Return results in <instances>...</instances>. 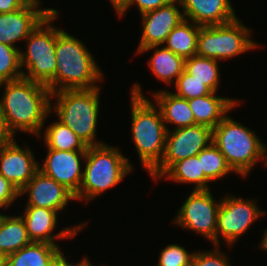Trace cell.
I'll return each instance as SVG.
<instances>
[{
  "mask_svg": "<svg viewBox=\"0 0 267 266\" xmlns=\"http://www.w3.org/2000/svg\"><path fill=\"white\" fill-rule=\"evenodd\" d=\"M1 87L0 105L8 131L13 137L21 131L39 138L51 114L49 88L25 77L1 83Z\"/></svg>",
  "mask_w": 267,
  "mask_h": 266,
  "instance_id": "1",
  "label": "cell"
},
{
  "mask_svg": "<svg viewBox=\"0 0 267 266\" xmlns=\"http://www.w3.org/2000/svg\"><path fill=\"white\" fill-rule=\"evenodd\" d=\"M131 133L141 165L149 174L161 163L168 127L160 108L146 98L139 83L131 88Z\"/></svg>",
  "mask_w": 267,
  "mask_h": 266,
  "instance_id": "2",
  "label": "cell"
},
{
  "mask_svg": "<svg viewBox=\"0 0 267 266\" xmlns=\"http://www.w3.org/2000/svg\"><path fill=\"white\" fill-rule=\"evenodd\" d=\"M54 92L92 89L104 75L88 47L74 35L56 27ZM97 83V84H96Z\"/></svg>",
  "mask_w": 267,
  "mask_h": 266,
  "instance_id": "3",
  "label": "cell"
},
{
  "mask_svg": "<svg viewBox=\"0 0 267 266\" xmlns=\"http://www.w3.org/2000/svg\"><path fill=\"white\" fill-rule=\"evenodd\" d=\"M212 142L224 155L232 171L247 177L255 164L264 160L267 165V147L249 127L236 122L227 114L212 130Z\"/></svg>",
  "mask_w": 267,
  "mask_h": 266,
  "instance_id": "4",
  "label": "cell"
},
{
  "mask_svg": "<svg viewBox=\"0 0 267 266\" xmlns=\"http://www.w3.org/2000/svg\"><path fill=\"white\" fill-rule=\"evenodd\" d=\"M118 147L102 144L88 146L84 161L83 179L75 200L86 204L106 190L116 187L134 166Z\"/></svg>",
  "mask_w": 267,
  "mask_h": 266,
  "instance_id": "5",
  "label": "cell"
},
{
  "mask_svg": "<svg viewBox=\"0 0 267 266\" xmlns=\"http://www.w3.org/2000/svg\"><path fill=\"white\" fill-rule=\"evenodd\" d=\"M53 98L56 103L52 106ZM50 113L68 126L87 146L105 144L96 138L100 107V87L61 90L51 93Z\"/></svg>",
  "mask_w": 267,
  "mask_h": 266,
  "instance_id": "6",
  "label": "cell"
},
{
  "mask_svg": "<svg viewBox=\"0 0 267 266\" xmlns=\"http://www.w3.org/2000/svg\"><path fill=\"white\" fill-rule=\"evenodd\" d=\"M59 10L51 11L25 39L26 51L20 50L23 77L33 82L46 85L54 93L56 73V26Z\"/></svg>",
  "mask_w": 267,
  "mask_h": 266,
  "instance_id": "7",
  "label": "cell"
},
{
  "mask_svg": "<svg viewBox=\"0 0 267 266\" xmlns=\"http://www.w3.org/2000/svg\"><path fill=\"white\" fill-rule=\"evenodd\" d=\"M251 31L238 17L225 24L200 26L196 54L217 61L239 57L261 47L251 39Z\"/></svg>",
  "mask_w": 267,
  "mask_h": 266,
  "instance_id": "8",
  "label": "cell"
},
{
  "mask_svg": "<svg viewBox=\"0 0 267 266\" xmlns=\"http://www.w3.org/2000/svg\"><path fill=\"white\" fill-rule=\"evenodd\" d=\"M256 202V199H244L230 193L222 198L217 215L216 245L221 246L220 241H225L228 248H233L241 235L267 214Z\"/></svg>",
  "mask_w": 267,
  "mask_h": 266,
  "instance_id": "9",
  "label": "cell"
},
{
  "mask_svg": "<svg viewBox=\"0 0 267 266\" xmlns=\"http://www.w3.org/2000/svg\"><path fill=\"white\" fill-rule=\"evenodd\" d=\"M209 190H192L172 220L176 224L216 245V229L218 209L222 198L216 200Z\"/></svg>",
  "mask_w": 267,
  "mask_h": 266,
  "instance_id": "10",
  "label": "cell"
},
{
  "mask_svg": "<svg viewBox=\"0 0 267 266\" xmlns=\"http://www.w3.org/2000/svg\"><path fill=\"white\" fill-rule=\"evenodd\" d=\"M212 143V129L204 125H193L185 128L168 129L165 153L161 163L149 174L154 182L177 161L196 156Z\"/></svg>",
  "mask_w": 267,
  "mask_h": 266,
  "instance_id": "11",
  "label": "cell"
},
{
  "mask_svg": "<svg viewBox=\"0 0 267 266\" xmlns=\"http://www.w3.org/2000/svg\"><path fill=\"white\" fill-rule=\"evenodd\" d=\"M87 150H55L47 149V155L39 170L57 183L63 185L74 196L78 193L83 179L84 167L81 161H85Z\"/></svg>",
  "mask_w": 267,
  "mask_h": 266,
  "instance_id": "12",
  "label": "cell"
},
{
  "mask_svg": "<svg viewBox=\"0 0 267 266\" xmlns=\"http://www.w3.org/2000/svg\"><path fill=\"white\" fill-rule=\"evenodd\" d=\"M40 0H30L24 7L0 13V42L15 48L19 40H25L35 27L55 8H39Z\"/></svg>",
  "mask_w": 267,
  "mask_h": 266,
  "instance_id": "13",
  "label": "cell"
},
{
  "mask_svg": "<svg viewBox=\"0 0 267 266\" xmlns=\"http://www.w3.org/2000/svg\"><path fill=\"white\" fill-rule=\"evenodd\" d=\"M179 0H175L156 10L141 14L142 35L137 53L151 46H162L171 31L185 20Z\"/></svg>",
  "mask_w": 267,
  "mask_h": 266,
  "instance_id": "14",
  "label": "cell"
},
{
  "mask_svg": "<svg viewBox=\"0 0 267 266\" xmlns=\"http://www.w3.org/2000/svg\"><path fill=\"white\" fill-rule=\"evenodd\" d=\"M58 212L43 207L25 206L22 212V219L25 223L28 236L32 242H44L56 244L55 240L72 239L78 235L87 223L63 227L61 231L54 234L57 226Z\"/></svg>",
  "mask_w": 267,
  "mask_h": 266,
  "instance_id": "15",
  "label": "cell"
},
{
  "mask_svg": "<svg viewBox=\"0 0 267 266\" xmlns=\"http://www.w3.org/2000/svg\"><path fill=\"white\" fill-rule=\"evenodd\" d=\"M30 145L20 147L13 138L0 145V174L20 191L39 170Z\"/></svg>",
  "mask_w": 267,
  "mask_h": 266,
  "instance_id": "16",
  "label": "cell"
},
{
  "mask_svg": "<svg viewBox=\"0 0 267 266\" xmlns=\"http://www.w3.org/2000/svg\"><path fill=\"white\" fill-rule=\"evenodd\" d=\"M20 196L28 195L26 206H36L55 210H66L74 195L63 185L38 170L30 181L19 191Z\"/></svg>",
  "mask_w": 267,
  "mask_h": 266,
  "instance_id": "17",
  "label": "cell"
},
{
  "mask_svg": "<svg viewBox=\"0 0 267 266\" xmlns=\"http://www.w3.org/2000/svg\"><path fill=\"white\" fill-rule=\"evenodd\" d=\"M186 20L200 26L225 24L237 18L230 0H179Z\"/></svg>",
  "mask_w": 267,
  "mask_h": 266,
  "instance_id": "18",
  "label": "cell"
},
{
  "mask_svg": "<svg viewBox=\"0 0 267 266\" xmlns=\"http://www.w3.org/2000/svg\"><path fill=\"white\" fill-rule=\"evenodd\" d=\"M215 94L218 93L212 92L206 96L188 100L195 117V125H204L213 130L229 112L240 106L239 100Z\"/></svg>",
  "mask_w": 267,
  "mask_h": 266,
  "instance_id": "19",
  "label": "cell"
},
{
  "mask_svg": "<svg viewBox=\"0 0 267 266\" xmlns=\"http://www.w3.org/2000/svg\"><path fill=\"white\" fill-rule=\"evenodd\" d=\"M58 244L31 242L7 256L6 266H61L66 258Z\"/></svg>",
  "mask_w": 267,
  "mask_h": 266,
  "instance_id": "20",
  "label": "cell"
},
{
  "mask_svg": "<svg viewBox=\"0 0 267 266\" xmlns=\"http://www.w3.org/2000/svg\"><path fill=\"white\" fill-rule=\"evenodd\" d=\"M153 100L160 108L165 126L170 123L174 129L195 125L194 114L189 107L188 100L175 95L172 90L161 89L152 93Z\"/></svg>",
  "mask_w": 267,
  "mask_h": 266,
  "instance_id": "21",
  "label": "cell"
},
{
  "mask_svg": "<svg viewBox=\"0 0 267 266\" xmlns=\"http://www.w3.org/2000/svg\"><path fill=\"white\" fill-rule=\"evenodd\" d=\"M154 53L148 60V66L151 69L152 74L160 82L166 83V85H174L177 78L182 74L185 68V59L173 53L171 50L164 46H151L142 49L138 54L148 53L152 51Z\"/></svg>",
  "mask_w": 267,
  "mask_h": 266,
  "instance_id": "22",
  "label": "cell"
},
{
  "mask_svg": "<svg viewBox=\"0 0 267 266\" xmlns=\"http://www.w3.org/2000/svg\"><path fill=\"white\" fill-rule=\"evenodd\" d=\"M182 184H193V190H209L211 181L205 176L198 156L175 162L161 177ZM209 184V185H208Z\"/></svg>",
  "mask_w": 267,
  "mask_h": 266,
  "instance_id": "23",
  "label": "cell"
},
{
  "mask_svg": "<svg viewBox=\"0 0 267 266\" xmlns=\"http://www.w3.org/2000/svg\"><path fill=\"white\" fill-rule=\"evenodd\" d=\"M200 25L183 20L166 38L162 46L178 56L188 59L196 55Z\"/></svg>",
  "mask_w": 267,
  "mask_h": 266,
  "instance_id": "24",
  "label": "cell"
},
{
  "mask_svg": "<svg viewBox=\"0 0 267 266\" xmlns=\"http://www.w3.org/2000/svg\"><path fill=\"white\" fill-rule=\"evenodd\" d=\"M31 242L22 217L5 215L0 224V252L8 256Z\"/></svg>",
  "mask_w": 267,
  "mask_h": 266,
  "instance_id": "25",
  "label": "cell"
},
{
  "mask_svg": "<svg viewBox=\"0 0 267 266\" xmlns=\"http://www.w3.org/2000/svg\"><path fill=\"white\" fill-rule=\"evenodd\" d=\"M43 135L46 149L55 150H87L88 146L68 126L56 120L45 128Z\"/></svg>",
  "mask_w": 267,
  "mask_h": 266,
  "instance_id": "26",
  "label": "cell"
},
{
  "mask_svg": "<svg viewBox=\"0 0 267 266\" xmlns=\"http://www.w3.org/2000/svg\"><path fill=\"white\" fill-rule=\"evenodd\" d=\"M218 63L220 61L196 54L191 58L185 59L184 70L198 81L207 85L213 92H217L221 83Z\"/></svg>",
  "mask_w": 267,
  "mask_h": 266,
  "instance_id": "27",
  "label": "cell"
},
{
  "mask_svg": "<svg viewBox=\"0 0 267 266\" xmlns=\"http://www.w3.org/2000/svg\"><path fill=\"white\" fill-rule=\"evenodd\" d=\"M197 156L201 160L205 176L210 181L219 180L234 173L227 164L224 155L213 142L201 150Z\"/></svg>",
  "mask_w": 267,
  "mask_h": 266,
  "instance_id": "28",
  "label": "cell"
},
{
  "mask_svg": "<svg viewBox=\"0 0 267 266\" xmlns=\"http://www.w3.org/2000/svg\"><path fill=\"white\" fill-rule=\"evenodd\" d=\"M21 77L20 49L0 42V84Z\"/></svg>",
  "mask_w": 267,
  "mask_h": 266,
  "instance_id": "29",
  "label": "cell"
},
{
  "mask_svg": "<svg viewBox=\"0 0 267 266\" xmlns=\"http://www.w3.org/2000/svg\"><path fill=\"white\" fill-rule=\"evenodd\" d=\"M173 86L175 87L176 91L173 93L187 100L206 96L213 92L207 85L195 79L194 76L190 75L185 70L177 78Z\"/></svg>",
  "mask_w": 267,
  "mask_h": 266,
  "instance_id": "30",
  "label": "cell"
},
{
  "mask_svg": "<svg viewBox=\"0 0 267 266\" xmlns=\"http://www.w3.org/2000/svg\"><path fill=\"white\" fill-rule=\"evenodd\" d=\"M193 254L181 245L169 244L162 248L155 266H191Z\"/></svg>",
  "mask_w": 267,
  "mask_h": 266,
  "instance_id": "31",
  "label": "cell"
},
{
  "mask_svg": "<svg viewBox=\"0 0 267 266\" xmlns=\"http://www.w3.org/2000/svg\"><path fill=\"white\" fill-rule=\"evenodd\" d=\"M213 247L210 251H195L191 266H231L230 259L221 252L220 245Z\"/></svg>",
  "mask_w": 267,
  "mask_h": 266,
  "instance_id": "32",
  "label": "cell"
},
{
  "mask_svg": "<svg viewBox=\"0 0 267 266\" xmlns=\"http://www.w3.org/2000/svg\"><path fill=\"white\" fill-rule=\"evenodd\" d=\"M175 0H128V2L116 13L118 18L123 17L131 6L136 5L140 15L151 10H156L161 6L167 5Z\"/></svg>",
  "mask_w": 267,
  "mask_h": 266,
  "instance_id": "33",
  "label": "cell"
},
{
  "mask_svg": "<svg viewBox=\"0 0 267 266\" xmlns=\"http://www.w3.org/2000/svg\"><path fill=\"white\" fill-rule=\"evenodd\" d=\"M20 197L17 188L0 174V208L8 209Z\"/></svg>",
  "mask_w": 267,
  "mask_h": 266,
  "instance_id": "34",
  "label": "cell"
},
{
  "mask_svg": "<svg viewBox=\"0 0 267 266\" xmlns=\"http://www.w3.org/2000/svg\"><path fill=\"white\" fill-rule=\"evenodd\" d=\"M30 0H0V13H8L24 7Z\"/></svg>",
  "mask_w": 267,
  "mask_h": 266,
  "instance_id": "35",
  "label": "cell"
},
{
  "mask_svg": "<svg viewBox=\"0 0 267 266\" xmlns=\"http://www.w3.org/2000/svg\"><path fill=\"white\" fill-rule=\"evenodd\" d=\"M13 138L14 137L8 131V129H7L6 125H5L3 112H2V109H1V105H0V145L8 143Z\"/></svg>",
  "mask_w": 267,
  "mask_h": 266,
  "instance_id": "36",
  "label": "cell"
},
{
  "mask_svg": "<svg viewBox=\"0 0 267 266\" xmlns=\"http://www.w3.org/2000/svg\"><path fill=\"white\" fill-rule=\"evenodd\" d=\"M69 260L67 258H65L62 262H61V266H95L92 265L91 262L89 261V258L84 256V258H82V260H80V262H76V263H70L68 262ZM104 266V265H102Z\"/></svg>",
  "mask_w": 267,
  "mask_h": 266,
  "instance_id": "37",
  "label": "cell"
},
{
  "mask_svg": "<svg viewBox=\"0 0 267 266\" xmlns=\"http://www.w3.org/2000/svg\"><path fill=\"white\" fill-rule=\"evenodd\" d=\"M117 13L127 2L128 0H109Z\"/></svg>",
  "mask_w": 267,
  "mask_h": 266,
  "instance_id": "38",
  "label": "cell"
},
{
  "mask_svg": "<svg viewBox=\"0 0 267 266\" xmlns=\"http://www.w3.org/2000/svg\"><path fill=\"white\" fill-rule=\"evenodd\" d=\"M260 240V244L258 245L259 249L261 248L262 250L267 252V229L264 230L263 236Z\"/></svg>",
  "mask_w": 267,
  "mask_h": 266,
  "instance_id": "39",
  "label": "cell"
},
{
  "mask_svg": "<svg viewBox=\"0 0 267 266\" xmlns=\"http://www.w3.org/2000/svg\"><path fill=\"white\" fill-rule=\"evenodd\" d=\"M7 256L0 252V266H6Z\"/></svg>",
  "mask_w": 267,
  "mask_h": 266,
  "instance_id": "40",
  "label": "cell"
},
{
  "mask_svg": "<svg viewBox=\"0 0 267 266\" xmlns=\"http://www.w3.org/2000/svg\"><path fill=\"white\" fill-rule=\"evenodd\" d=\"M4 217H5V214L0 213V224H1Z\"/></svg>",
  "mask_w": 267,
  "mask_h": 266,
  "instance_id": "41",
  "label": "cell"
}]
</instances>
